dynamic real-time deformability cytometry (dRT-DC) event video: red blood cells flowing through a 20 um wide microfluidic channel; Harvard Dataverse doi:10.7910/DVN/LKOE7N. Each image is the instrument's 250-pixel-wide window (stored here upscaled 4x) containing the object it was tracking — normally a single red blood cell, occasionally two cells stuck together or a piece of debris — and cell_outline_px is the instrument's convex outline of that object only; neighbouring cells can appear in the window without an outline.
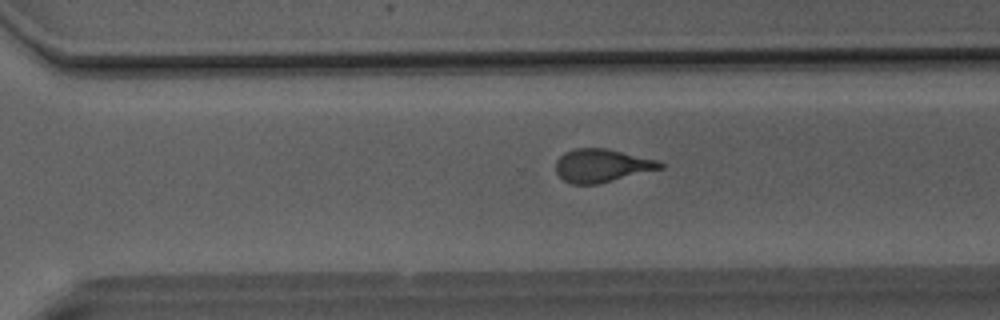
{"species": "Egyptian fruit bat (a non-hibernating species)", "species_latin": "Rousettus aegyptiacus", "temperature_condition": "room temperature", "stored_images_in_passage": 21, "camera_frame_rate_fps": 3000, "um_per_image_px": 0.085, "animal": {"sex": "male"}, "frame": {"image": 1, "passage_image": 16, "time_ms": 5.0, "image_size_px": [1000, 320], "cell_outline_px": [[664, 168], [600, 184], [572, 184], [564, 180], [556, 172], [556, 160], [564, 152], [576, 148], [608, 148], [656, 160], [664, 164]], "centroid_in_image_um": [51.16, 14.08], "position_along_channel_um": 319.4, "area_um2": 20.29}}